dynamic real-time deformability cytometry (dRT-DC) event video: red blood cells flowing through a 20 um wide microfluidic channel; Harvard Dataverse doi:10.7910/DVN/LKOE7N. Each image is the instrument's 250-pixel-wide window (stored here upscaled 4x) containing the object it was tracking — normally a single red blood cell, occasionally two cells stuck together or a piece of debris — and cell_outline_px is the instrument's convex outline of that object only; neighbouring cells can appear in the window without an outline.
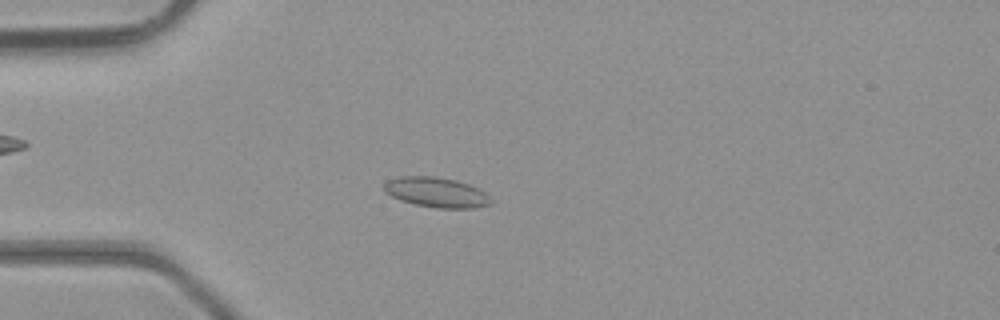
{"species": "common noctule bat (a hibernating species)", "species_latin": "Nyctalus noctula", "temperature_condition": "room temperature", "stored_images_in_passage": 39, "camera_frame_rate_fps": 3000, "um_per_image_px": 0.085, "animal": {"sex": "male", "body_mass_g": 23.1, "forearm_length_mm": 52.7}, "frame": {"image": 1, "passage_image": 11, "time_ms": 3.333, "image_size_px": [1000, 320], "cell_outline_px": [[492, 204], [472, 208], [436, 208], [416, 204], [400, 200], [384, 192], [384, 184], [388, 180], [400, 176], [432, 176], [456, 180], [480, 188], [492, 200]], "centroid_in_image_um": [37.1, 16.34], "position_along_channel_um": 47.9, "area_um2": 18.67}}
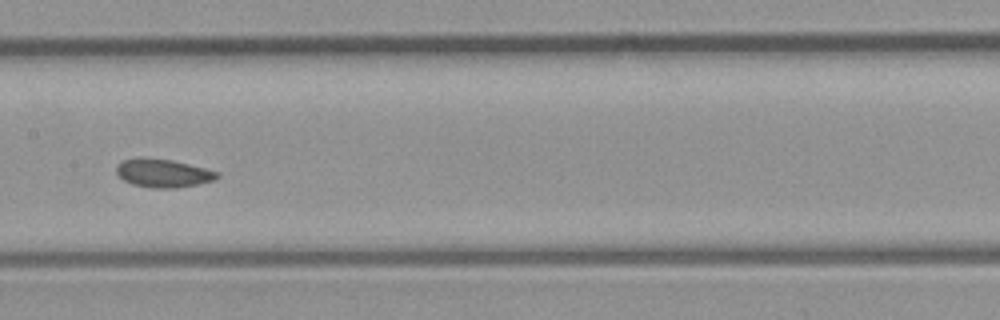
{"frame": {"image": 2, "passage_image": 22, "time_ms": 7.0, "image_size_px": [1000, 320], "cell_outline_px": [[220, 176], [216, 180], [176, 188], [152, 188], [132, 184], [124, 180], [116, 172], [116, 164], [120, 160], [172, 160], [220, 172]], "centroid_in_image_um": [13.91, 14.75], "position_along_channel_um": 193.5, "area_um2": 16.13}}
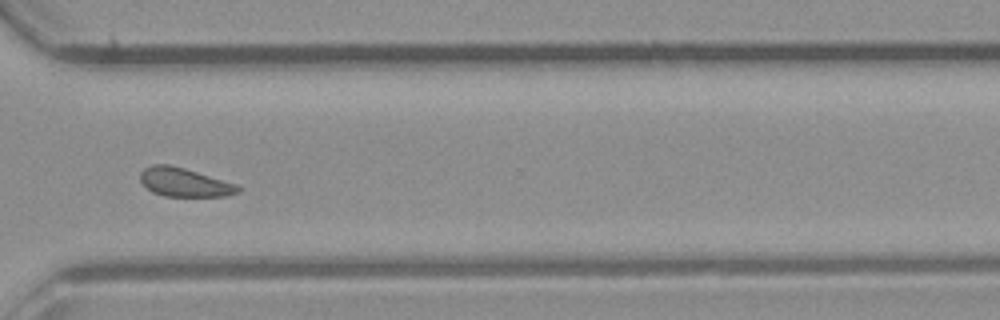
{"frame": {"image": 3, "passage_image": 33, "time_ms": 10.667, "image_size_px": [1000, 320], "cell_outline_px": [[240, 192], [224, 196], [164, 196], [152, 192], [140, 180], [140, 172], [144, 168], [152, 164], [168, 164], [184, 168], [236, 184], [240, 188]], "centroid_in_image_um": [15.65, 15.49], "position_along_channel_um": 355.0, "area_um2": 16.18}, "authors_computed_cell_mechanics": {"area_um2": 16.9354, "velocity_mm_per_s": 4.4133, "shape_relaxation_time_tau1_ms": null, "shape_relaxation_time_tau2_ms": 3.773, "deformation_change_tau1": null, "deformation_change_tau2": 0.0769}}